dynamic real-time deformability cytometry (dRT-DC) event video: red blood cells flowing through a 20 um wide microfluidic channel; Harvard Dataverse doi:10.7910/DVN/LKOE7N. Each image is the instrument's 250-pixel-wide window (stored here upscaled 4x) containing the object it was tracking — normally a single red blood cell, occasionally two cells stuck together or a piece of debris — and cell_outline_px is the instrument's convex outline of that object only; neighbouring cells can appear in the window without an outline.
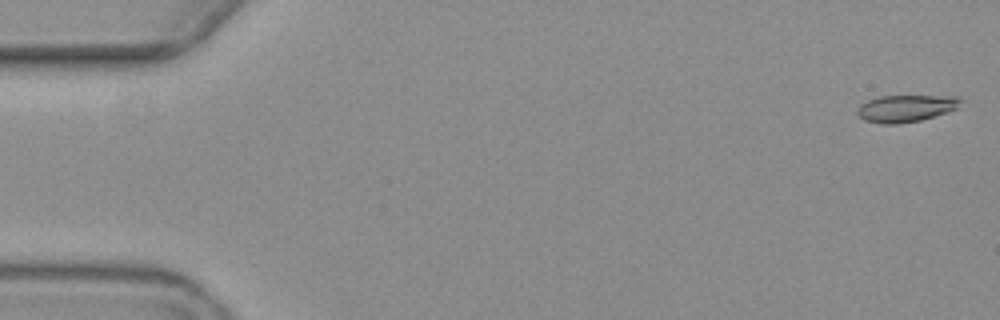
{"species": "common noctule bat (a hibernating species)", "species_latin": "Nyctalus noctula", "temperature_condition": "warm", "stored_images_in_passage": 3, "camera_frame_rate_fps": 3000, "um_per_image_px": 0.085, "animal": {"sex": "female", "body_mass_g": 19.3, "forearm_length_mm": 54.1}, "frame": {"image": 1, "passage_image": 1, "time_ms": 0.0, "image_size_px": [1000, 320], "cell_outline_px": [[964, 100], [956, 108], [948, 112], [920, 120], [896, 124], [880, 124], [864, 120], [856, 112], [860, 104], [868, 100], [880, 96], [960, 96]], "centroid_in_image_um": [77.01, 9.2], "position_along_channel_um": 8.0, "area_um2": 16.3}}
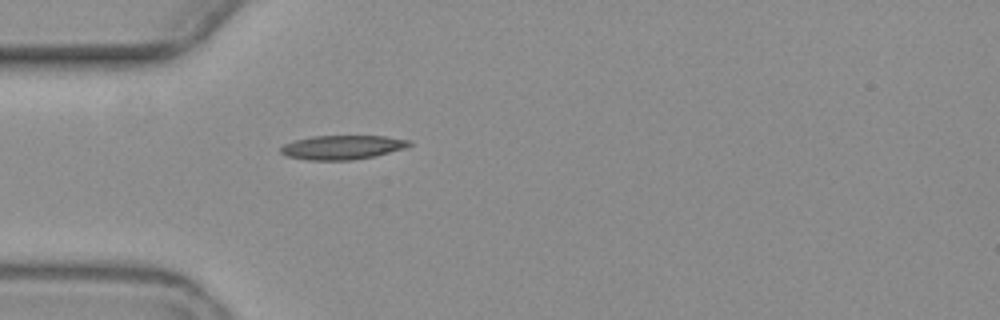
{"frame": {"image": 2, "passage_image": 3, "time_ms": 5.333, "image_size_px": [1000, 320], "cell_outline_px": [[412, 144], [408, 148], [372, 156], [352, 160], [308, 160], [288, 156], [280, 152], [280, 148], [284, 144], [296, 140], [312, 136], [384, 136], [412, 140]], "centroid_in_image_um": [29.14, 12.51], "position_along_channel_um": 55.9, "area_um2": 18.03}}